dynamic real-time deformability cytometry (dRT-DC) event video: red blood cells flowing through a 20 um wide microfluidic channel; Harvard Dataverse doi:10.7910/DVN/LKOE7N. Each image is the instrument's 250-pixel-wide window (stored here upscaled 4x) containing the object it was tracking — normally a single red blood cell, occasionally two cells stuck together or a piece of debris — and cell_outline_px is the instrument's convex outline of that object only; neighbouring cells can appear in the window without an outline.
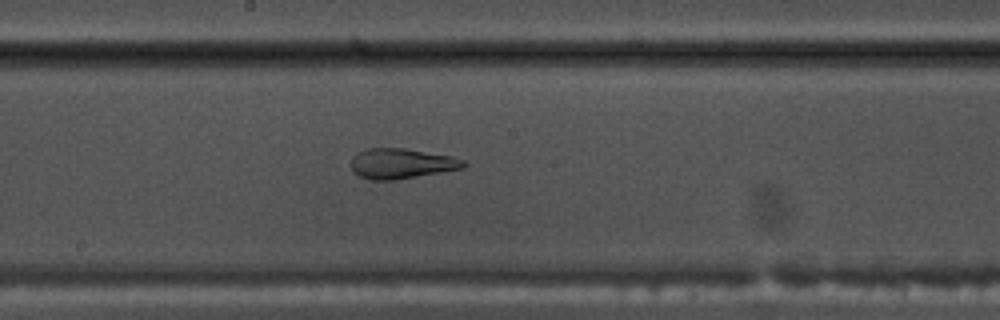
{"species": "common noctule bat (a hibernating species)", "species_latin": "Nyctalus noctula", "temperature_condition": "warm", "stored_images_in_passage": 54, "camera_frame_rate_fps": 3000, "um_per_image_px": 0.085, "animal": {"sex": "male", "body_mass_g": 17.5, "forearm_length_mm": 52.3}, "frame": {"image": 1, "passage_image": 29, "time_ms": 9.333, "image_size_px": [1000, 320], "cell_outline_px": [[468, 164], [464, 168], [396, 180], [372, 180], [360, 176], [352, 172], [352, 156], [368, 148], [404, 148], [452, 156], [464, 160]], "centroid_in_image_um": [34.14, 13.9], "position_along_channel_um": 214.1, "area_um2": 19.83}}
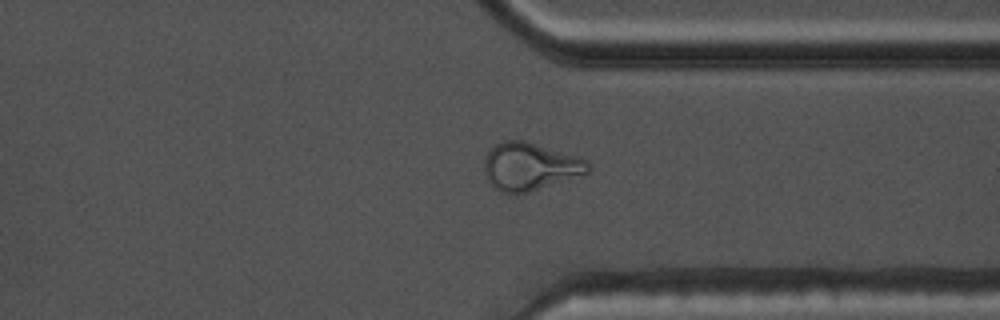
{"frame": {"image": 2, "passage_image": 41, "time_ms": 13.333, "image_size_px": [1000, 320], "cell_outline_px": [[592, 168], [588, 172], [516, 196], [500, 192], [492, 188], [484, 172], [484, 156], [496, 144], [504, 140], [524, 140], [580, 156], [588, 160]], "centroid_in_image_um": [45.02, 14.16], "position_along_channel_um": 366.4, "area_um2": 29.25}}
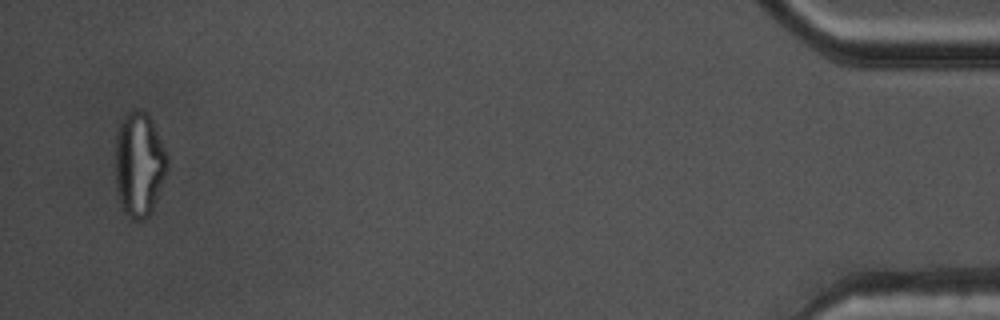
{"frame": {"image": 3, "passage_image": 52, "time_ms": 17.0, "image_size_px": [1000, 320], "cell_outline_px": [[168, 168], [152, 212], [144, 220], [132, 220], [120, 208], [116, 188], [116, 132], [120, 120], [132, 108], [144, 108], [148, 112], [152, 120], [168, 156]], "centroid_in_image_um": [11.82, 13.95], "position_along_channel_um": 423.4, "area_um2": 32.43}, "authors_computed_cell_mechanics": {"area_um2": 24.3627, "velocity_mm_per_s": 3.808, "shape_relaxation_time_tau1_ms": null, "shape_relaxation_time_tau2_ms": 1.4642, "deformation_change_tau1": null, "deformation_change_tau2": 0.0904}}